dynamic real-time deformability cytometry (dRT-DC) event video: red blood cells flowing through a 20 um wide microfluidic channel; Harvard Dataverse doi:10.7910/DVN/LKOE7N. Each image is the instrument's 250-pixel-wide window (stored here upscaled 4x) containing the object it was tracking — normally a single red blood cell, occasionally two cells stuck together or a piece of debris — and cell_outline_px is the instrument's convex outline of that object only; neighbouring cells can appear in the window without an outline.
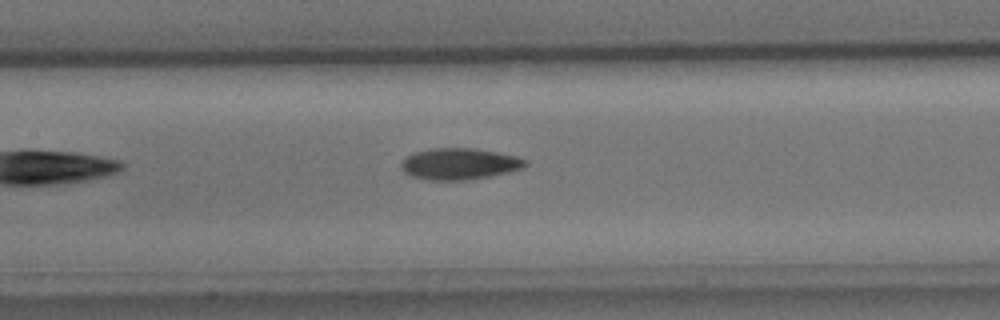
{"species": "common noctule bat (a hibernating species)", "species_latin": "Nyctalus noctula", "temperature_condition": "cold", "stored_images_in_passage": 7, "camera_frame_rate_fps": 3000, "um_per_image_px": 0.085, "animal": {"sex": "male", "body_mass_g": 15.6}, "frame": {"image": 1, "passage_image": 7, "time_ms": 7.333, "image_size_px": [1000, 320], "cell_outline_px": [[528, 164], [520, 168], [488, 176], [468, 180], [428, 180], [412, 176], [404, 172], [400, 168], [400, 164], [412, 152], [432, 148], [472, 148], [496, 152], [516, 156], [528, 160]], "centroid_in_image_um": [39.0, 13.92], "position_along_channel_um": 168.4, "area_um2": 22.54}}